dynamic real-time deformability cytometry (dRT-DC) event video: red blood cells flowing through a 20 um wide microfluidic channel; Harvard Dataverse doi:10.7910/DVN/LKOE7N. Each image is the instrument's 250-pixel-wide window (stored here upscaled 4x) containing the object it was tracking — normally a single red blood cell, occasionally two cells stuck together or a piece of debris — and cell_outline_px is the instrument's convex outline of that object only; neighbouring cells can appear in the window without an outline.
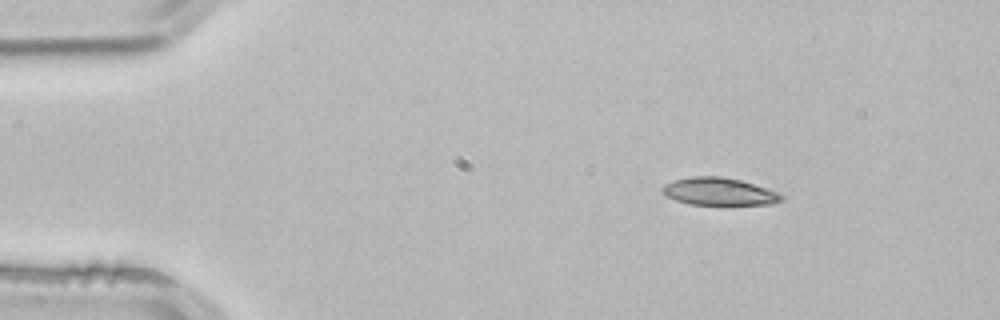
{"species": "common noctule bat (a hibernating species)", "species_latin": "Nyctalus noctula", "temperature_condition": "room temperature", "stored_images_in_passage": 3, "camera_frame_rate_fps": 3000, "um_per_image_px": 0.085, "animal": {"sex": "male", "body_mass_g": 21.5, "forearm_length_mm": 52.0}, "frame": {"image": 1, "passage_image": 1, "time_ms": 0.0, "image_size_px": [1000, 320], "cell_outline_px": [[784, 200], [772, 204], [688, 204], [664, 196], [660, 188], [664, 184], [676, 180], [692, 176], [724, 176], [740, 180], [768, 188], [784, 196]], "centroid_in_image_um": [61.1, 16.27], "position_along_channel_um": 23.9, "area_um2": 19.13}}